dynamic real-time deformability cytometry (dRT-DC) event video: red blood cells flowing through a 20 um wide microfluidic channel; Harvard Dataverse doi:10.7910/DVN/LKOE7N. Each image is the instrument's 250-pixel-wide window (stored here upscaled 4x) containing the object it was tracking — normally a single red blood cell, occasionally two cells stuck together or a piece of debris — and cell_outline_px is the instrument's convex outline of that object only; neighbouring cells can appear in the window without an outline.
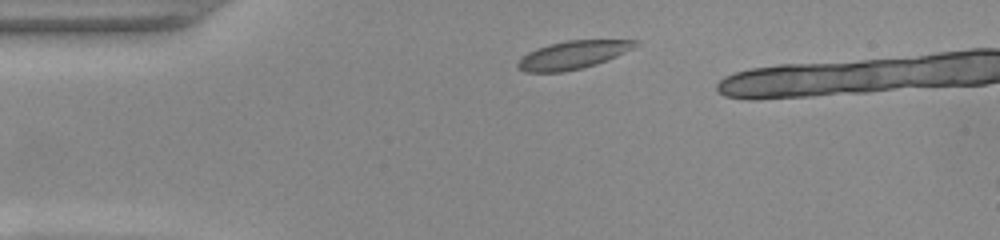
{"species": "common noctule bat (a hibernating species)", "species_latin": "Nyctalus noctula", "temperature_condition": "warm", "stored_images_in_passage": 32, "camera_frame_rate_fps": 3000, "um_per_image_px": 0.085, "animal": {"sex": "female", "body_mass_g": 22.0, "forearm_length_mm": 56.7}, "frame": {"image": 1, "passage_image": 1, "time_ms": 0.0, "image_size_px": [1000, 240], "cell_outline_px": [[640, 44], [616, 56], [596, 64], [564, 72], [524, 72], [516, 68], [516, 64], [528, 52], [536, 48], [548, 44], [568, 40], [640, 40]], "centroid_in_image_um": [48.67, 4.67], "position_along_channel_um": 36.3, "area_um2": 19.13}}
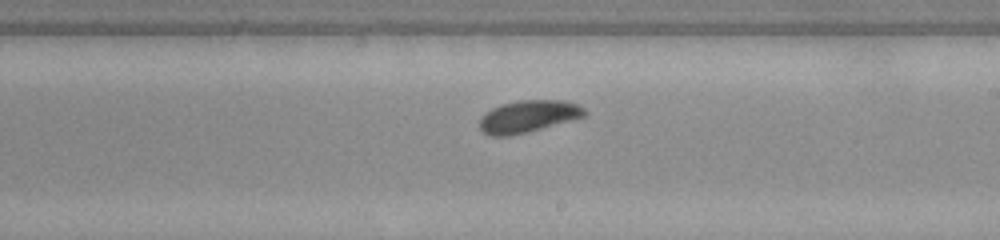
{"frame": {"image": 2, "passage_image": 20, "time_ms": 6.333, "image_size_px": [1000, 240], "cell_outline_px": [[588, 112], [584, 116], [528, 132], [508, 136], [488, 136], [480, 128], [480, 120], [484, 112], [500, 104], [520, 100], [564, 100], [576, 104], [584, 108]], "centroid_in_image_um": [44.87, 9.89], "position_along_channel_um": 244.1, "area_um2": 19.59}}
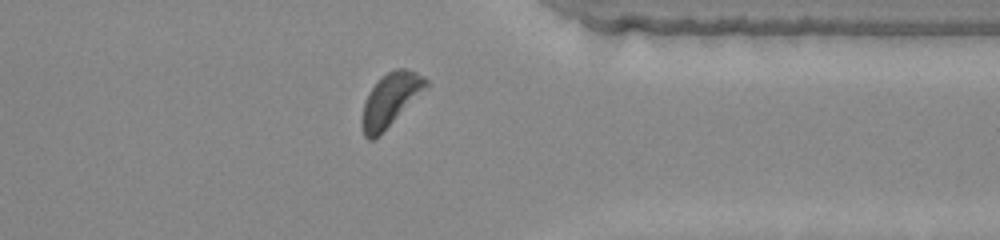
{"frame": {"image": 3, "passage_image": 31, "time_ms": 10.0, "image_size_px": [1000, 240], "cell_outline_px": [[428, 88], [372, 140], [368, 140], [364, 136], [360, 124], [360, 120], [364, 104], [372, 88], [388, 72], [396, 68], [404, 68], [416, 72], [424, 76], [428, 80]], "centroid_in_image_um": [33.2, 8.47], "position_along_channel_um": 378.2, "area_um2": 19.31}}